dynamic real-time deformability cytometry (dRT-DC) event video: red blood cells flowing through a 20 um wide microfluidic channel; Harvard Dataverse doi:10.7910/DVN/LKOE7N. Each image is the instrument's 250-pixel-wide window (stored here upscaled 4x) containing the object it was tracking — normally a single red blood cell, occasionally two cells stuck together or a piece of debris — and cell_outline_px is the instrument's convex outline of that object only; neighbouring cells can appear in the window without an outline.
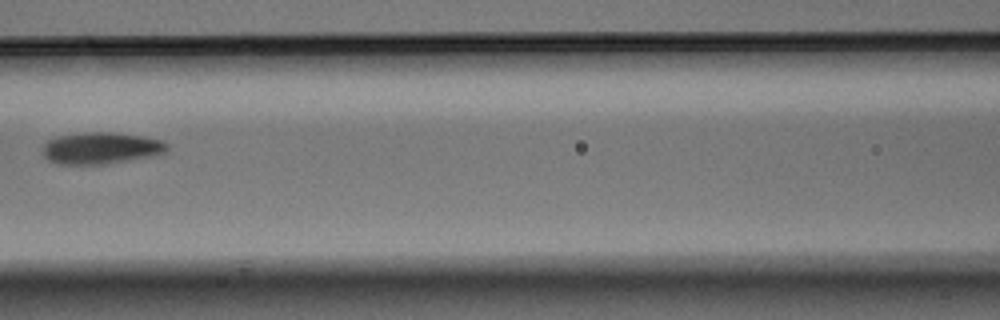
{"species": "Egyptian fruit bat (a non-hibernating species)", "species_latin": "Rousettus aegyptiacus", "temperature_condition": "warm", "stored_images_in_passage": 3, "camera_frame_rate_fps": 3000, "um_per_image_px": 0.085, "animal": {"sex": "male"}, "frame": {"image": 1, "passage_image": 3, "time_ms": 0.667, "image_size_px": [1000, 320], "cell_outline_px": [[168, 148], [164, 152], [148, 156], [104, 164], [56, 164], [48, 160], [40, 152], [44, 144], [48, 140], [56, 136], [84, 132], [112, 132], [140, 136], [160, 140], [168, 144]], "centroid_in_image_um": [8.48, 12.58], "position_along_channel_um": 158.1, "area_um2": 22.83}}